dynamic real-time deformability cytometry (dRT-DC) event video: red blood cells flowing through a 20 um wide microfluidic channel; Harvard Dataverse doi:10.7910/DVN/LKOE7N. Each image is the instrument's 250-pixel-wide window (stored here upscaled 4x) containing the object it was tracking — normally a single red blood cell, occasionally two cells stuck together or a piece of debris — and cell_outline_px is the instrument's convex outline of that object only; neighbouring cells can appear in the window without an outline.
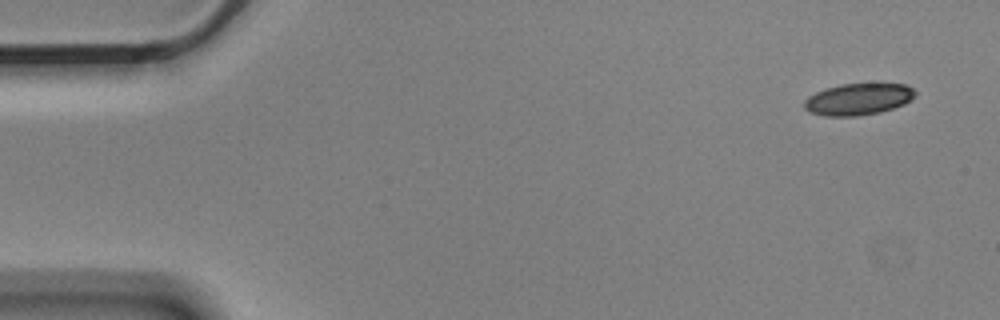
{"species": "Egyptian fruit bat (a non-hibernating species)", "species_latin": "Rousettus aegyptiacus", "temperature_condition": "cold", "stored_images_in_passage": 4, "camera_frame_rate_fps": 3000, "um_per_image_px": 0.085, "animal": {"sex": "male"}, "frame": {"image": 1, "passage_image": 1, "time_ms": 0.0, "image_size_px": [1000, 320], "cell_outline_px": [[916, 96], [912, 100], [904, 104], [880, 112], [856, 116], [824, 116], [808, 112], [804, 108], [804, 100], [808, 96], [824, 88], [840, 84], [908, 84], [916, 92]], "centroid_in_image_um": [72.94, 8.43], "position_along_channel_um": 12.1, "area_um2": 20.63}}
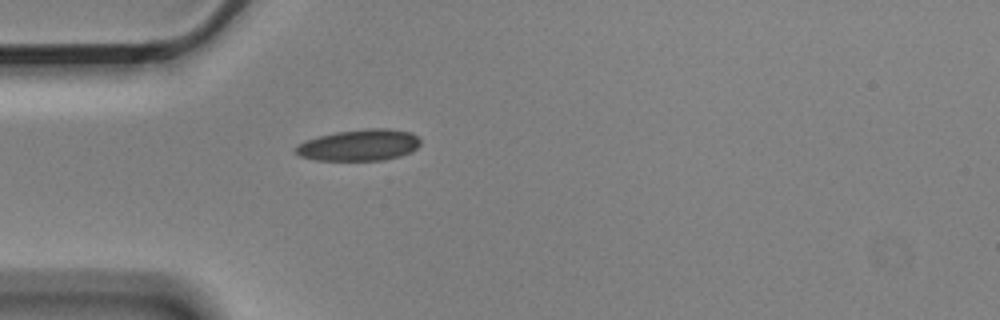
{"frame": {"image": 2, "passage_image": 4, "time_ms": 1.0, "image_size_px": [1000, 320], "cell_outline_px": [[420, 144], [412, 152], [400, 156], [384, 160], [316, 160], [300, 156], [296, 152], [296, 148], [304, 140], [336, 132], [368, 128], [388, 128], [412, 132], [420, 140]], "centroid_in_image_um": [30.58, 12.33], "position_along_channel_um": 54.4, "area_um2": 22.77}}